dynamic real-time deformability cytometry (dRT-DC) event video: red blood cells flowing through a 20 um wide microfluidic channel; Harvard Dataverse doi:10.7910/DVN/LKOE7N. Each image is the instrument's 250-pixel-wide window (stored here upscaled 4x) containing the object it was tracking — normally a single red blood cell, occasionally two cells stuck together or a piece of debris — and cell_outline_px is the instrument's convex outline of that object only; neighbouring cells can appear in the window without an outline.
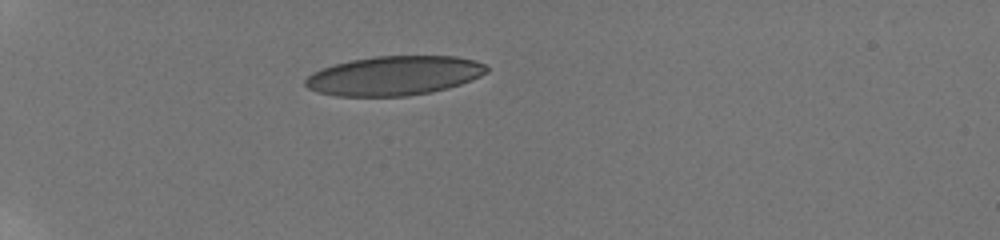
{"species": "human", "species_latin": "Homo sapiens", "temperature_condition": "room temperature", "stored_images_in_passage": 5, "camera_frame_rate_fps": 3000, "um_per_image_px": 0.085, "donor": {"sex": "male"}, "frame": {"image": 1, "passage_image": 1, "time_ms": 0.0, "image_size_px": [1000, 240], "cell_outline_px": [[488, 72], [480, 76], [460, 84], [448, 88], [432, 92], [408, 96], [336, 96], [316, 92], [308, 88], [304, 84], [304, 80], [312, 72], [320, 68], [352, 60], [376, 56], [456, 56], [476, 60], [484, 64], [488, 68]], "centroid_in_image_um": [33.49, 6.43], "position_along_channel_um": 51.5, "area_um2": 41.67}}
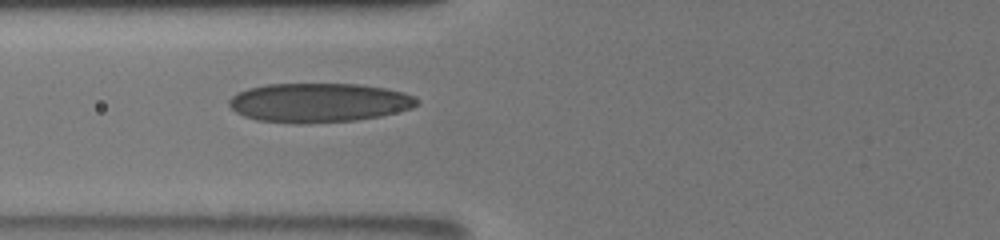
{"frame": {"image": 2, "passage_image": 4, "time_ms": 2.333, "image_size_px": [1000, 240], "cell_outline_px": [[420, 104], [412, 108], [380, 116], [356, 120], [304, 124], [296, 124], [256, 120], [244, 116], [236, 112], [228, 104], [228, 100], [236, 92], [248, 88], [268, 84], [356, 84], [384, 88], [404, 92], [420, 100]], "centroid_in_image_um": [27.08, 8.73], "position_along_channel_um": 98.7, "area_um2": 43.12}}